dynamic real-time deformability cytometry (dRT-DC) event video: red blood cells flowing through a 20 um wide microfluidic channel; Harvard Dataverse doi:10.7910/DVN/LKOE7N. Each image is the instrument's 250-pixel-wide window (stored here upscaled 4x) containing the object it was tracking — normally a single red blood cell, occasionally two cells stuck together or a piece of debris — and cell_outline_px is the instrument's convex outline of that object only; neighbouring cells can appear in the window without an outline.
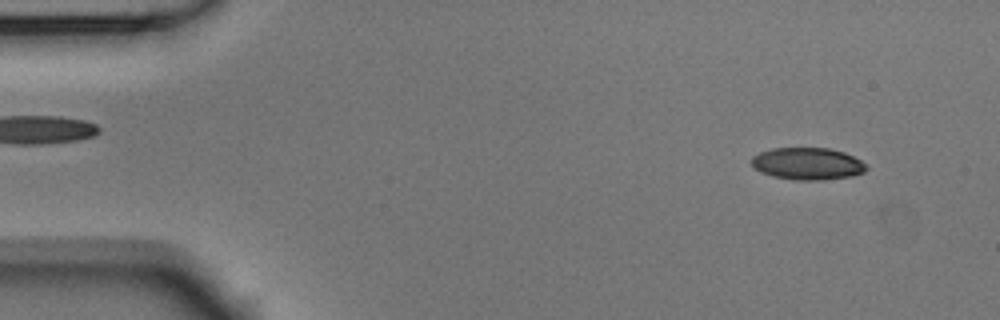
{"species": "Egyptian fruit bat (a non-hibernating species)", "species_latin": "Rousettus aegyptiacus", "temperature_condition": "room temperature", "stored_images_in_passage": 52, "camera_frame_rate_fps": 3000, "um_per_image_px": 0.085, "animal": {"sex": "male"}, "frame": {"image": 1, "passage_image": 4, "time_ms": 1.0, "image_size_px": [1000, 320], "cell_outline_px": [[868, 168], [864, 172], [852, 176], [824, 180], [796, 180], [772, 176], [760, 172], [752, 164], [752, 156], [760, 152], [772, 148], [828, 148], [844, 152], [860, 160]], "centroid_in_image_um": [68.64, 13.92], "position_along_channel_um": 16.4, "area_um2": 21.44}}
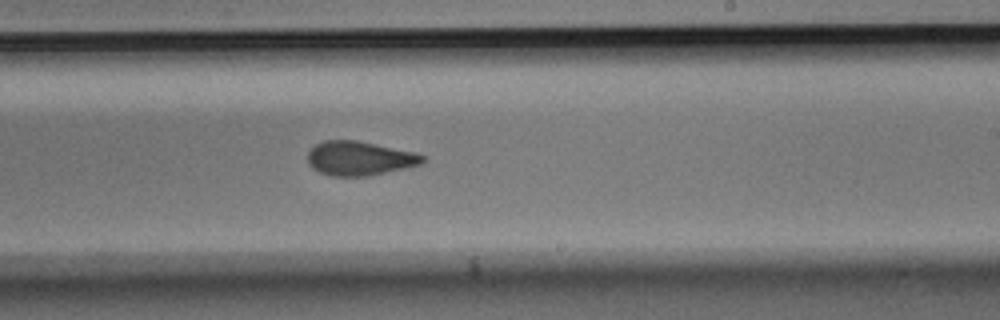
{"frame": {"image": 2, "passage_image": 31, "time_ms": 10.0, "image_size_px": [1000, 320], "cell_outline_px": [[428, 160], [420, 164], [408, 168], [368, 176], [332, 176], [320, 172], [312, 168], [308, 164], [308, 152], [316, 144], [324, 140], [356, 140], [416, 152], [424, 156]], "centroid_in_image_um": [30.59, 13.46], "position_along_channel_um": 258.4, "area_um2": 23.06}}
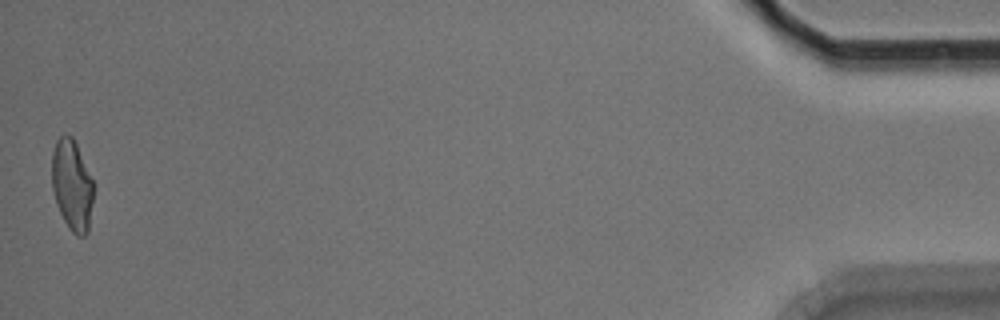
{"frame": {"image": 3, "passage_image": 52, "time_ms": 17.0, "image_size_px": [1000, 320], "cell_outline_px": [[92, 200], [88, 232], [84, 236], [76, 236], [68, 228], [56, 204], [52, 188], [52, 152], [56, 140], [64, 132], [72, 136], [76, 144], [92, 180]], "centroid_in_image_um": [6.09, 15.73], "position_along_channel_um": 429.1, "area_um2": 21.85}, "authors_computed_cell_mechanics": {"area_um2": 22.8888, "velocity_mm_per_s": 3.7783, "shape_relaxation_time_tau1_ms": 6.889, "shape_relaxation_time_tau2_ms": 2.0343, "deformation_change_tau1": 0.1461, "deformation_change_tau2": 0.0763}}